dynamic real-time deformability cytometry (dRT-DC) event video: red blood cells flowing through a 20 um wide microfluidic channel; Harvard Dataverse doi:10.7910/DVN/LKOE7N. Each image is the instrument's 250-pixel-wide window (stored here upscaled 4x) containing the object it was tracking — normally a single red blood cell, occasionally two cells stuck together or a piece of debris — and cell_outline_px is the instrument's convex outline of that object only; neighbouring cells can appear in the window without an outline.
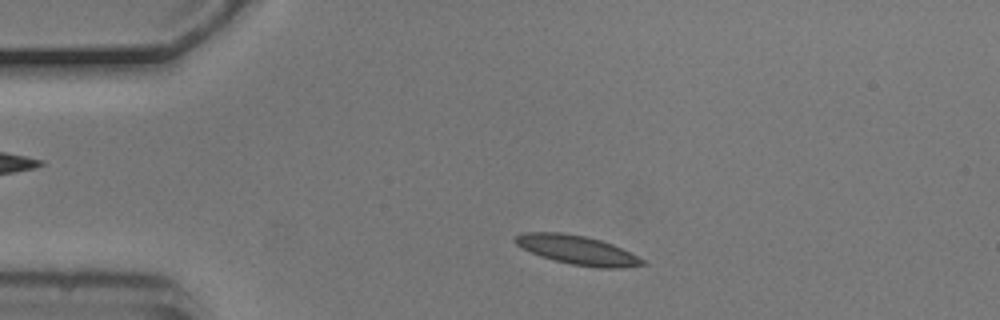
{"species": "common noctule bat (a hibernating species)", "species_latin": "Nyctalus noctula", "temperature_condition": "cold", "stored_images_in_passage": 2, "camera_frame_rate_fps": 3000, "um_per_image_px": 0.085, "animal": {"sex": "male", "body_mass_g": 20.5, "forearm_length_mm": 52.5}, "frame": {"image": 1, "passage_image": 1, "time_ms": 0.0, "image_size_px": [1000, 320], "cell_outline_px": [[648, 264], [620, 268], [596, 268], [572, 264], [540, 256], [516, 244], [512, 240], [512, 236], [524, 232], [560, 232], [584, 236], [600, 240], [612, 244], [644, 260]], "centroid_in_image_um": [49.03, 21.24], "position_along_channel_um": 36.0, "area_um2": 21.33}}